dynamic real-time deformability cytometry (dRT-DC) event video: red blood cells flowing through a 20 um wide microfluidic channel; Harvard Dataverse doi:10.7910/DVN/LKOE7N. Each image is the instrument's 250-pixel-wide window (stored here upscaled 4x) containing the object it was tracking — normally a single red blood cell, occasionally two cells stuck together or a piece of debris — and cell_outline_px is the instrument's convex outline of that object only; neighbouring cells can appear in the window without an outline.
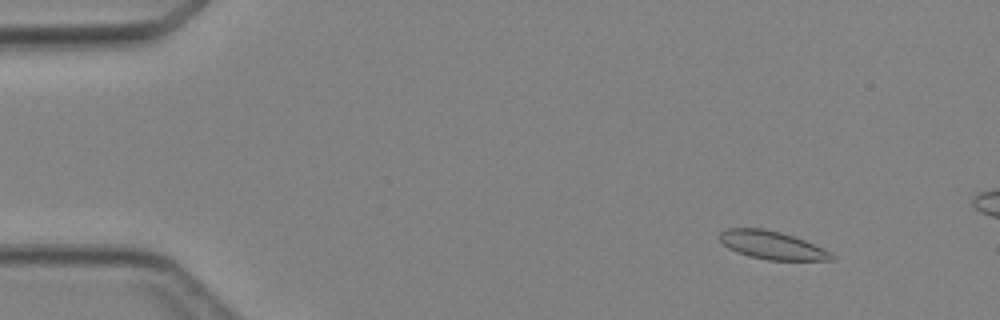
{"species": "Egyptian fruit bat (a non-hibernating species)", "species_latin": "Rousettus aegyptiacus", "temperature_condition": "cold", "stored_images_in_passage": 4, "camera_frame_rate_fps": 3000, "um_per_image_px": 0.085, "animal": {"sex": "female"}, "frame": {"image": 1, "passage_image": 1, "time_ms": 0.0, "image_size_px": [1000, 320], "cell_outline_px": [[836, 260], [768, 260], [748, 256], [736, 252], [728, 248], [720, 240], [720, 232], [724, 228], [764, 228], [780, 232], [804, 240], [832, 252], [836, 256]], "centroid_in_image_um": [65.63, 20.84], "position_along_channel_um": 19.4, "area_um2": 18.44}}